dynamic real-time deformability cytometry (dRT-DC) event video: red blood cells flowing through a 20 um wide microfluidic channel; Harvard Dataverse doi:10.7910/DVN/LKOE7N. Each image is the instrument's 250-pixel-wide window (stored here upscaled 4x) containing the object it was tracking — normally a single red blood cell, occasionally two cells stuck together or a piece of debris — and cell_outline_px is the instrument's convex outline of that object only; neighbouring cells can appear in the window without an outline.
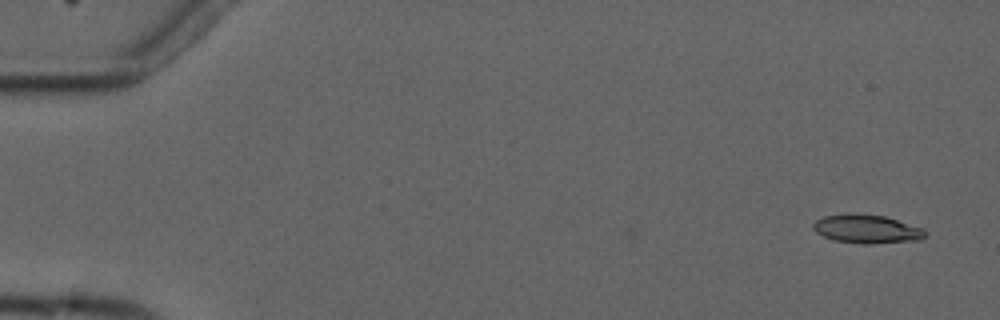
{"species": "common noctule bat (a hibernating species)", "species_latin": "Nyctalus noctula", "temperature_condition": "cold", "stored_images_in_passage": 5, "camera_frame_rate_fps": 3000, "um_per_image_px": 0.085, "animal": {"sex": "male", "forearm_length_mm": 52.5}, "frame": {"image": 1, "passage_image": 1, "time_ms": 0.0, "image_size_px": [1000, 320], "cell_outline_px": [[924, 236], [920, 240], [872, 244], [860, 244], [832, 240], [816, 232], [812, 228], [812, 224], [816, 220], [824, 216], [884, 216], [924, 228]], "centroid_in_image_um": [73.69, 19.52], "position_along_channel_um": 11.3, "area_um2": 18.03}}
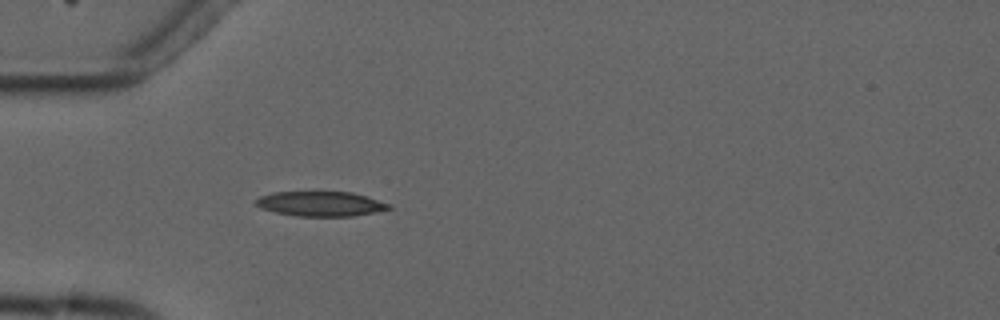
{"frame": {"image": 2, "passage_image": 5, "time_ms": 4.667, "image_size_px": [1000, 320], "cell_outline_px": [[392, 208], [376, 212], [352, 216], [296, 216], [276, 212], [260, 208], [256, 204], [256, 200], [260, 196], [272, 192], [316, 188], [352, 192], [368, 196], [392, 204]], "centroid_in_image_um": [27.26, 17.26], "position_along_channel_um": 57.7, "area_um2": 20.46}}